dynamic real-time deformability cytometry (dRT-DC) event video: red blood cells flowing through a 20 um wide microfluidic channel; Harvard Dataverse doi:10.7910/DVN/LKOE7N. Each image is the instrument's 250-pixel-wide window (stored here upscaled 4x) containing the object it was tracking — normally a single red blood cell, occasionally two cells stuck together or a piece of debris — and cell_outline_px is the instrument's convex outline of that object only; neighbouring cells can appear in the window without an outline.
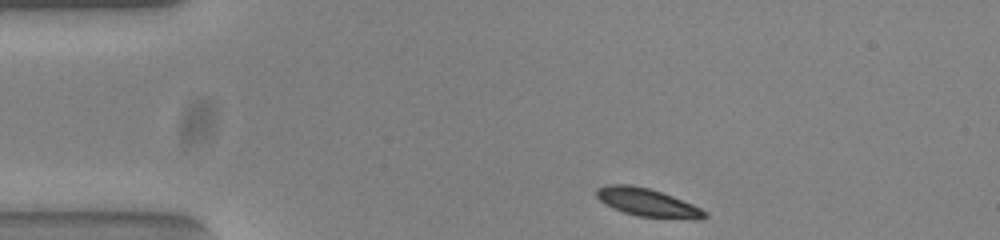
{"species": "common noctule bat (a hibernating species)", "species_latin": "Nyctalus noctula", "temperature_condition": "warm", "stored_images_in_passage": 45, "camera_frame_rate_fps": 3000, "um_per_image_px": 0.085, "animal": {"sex": "female", "body_mass_g": 23.0, "forearm_length_mm": 53.4}, "frame": {"image": 1, "passage_image": 1, "time_ms": 0.0, "image_size_px": [1000, 240], "cell_outline_px": [[708, 216], [700, 220], [692, 220], [636, 216], [612, 208], [604, 204], [596, 196], [596, 188], [608, 184], [632, 184], [648, 188], [672, 196], [692, 204], [708, 212]], "centroid_in_image_um": [55.05, 17.23], "position_along_channel_um": 30.0, "area_um2": 17.98}}
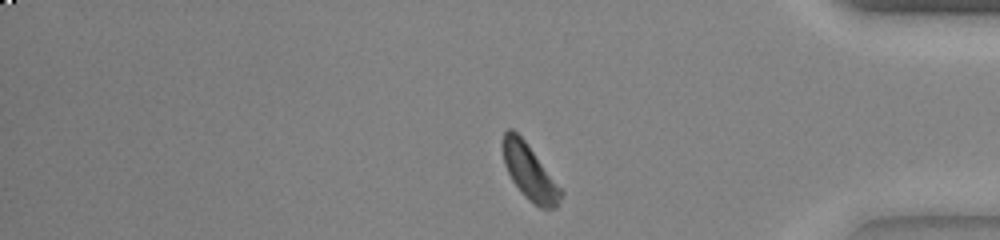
{"frame": {"image": 2, "passage_image": 36, "time_ms": 11.667, "image_size_px": [1000, 240], "cell_outline_px": [[564, 192], [556, 208], [540, 208], [528, 200], [524, 196], [512, 180], [504, 164], [500, 144], [504, 132], [508, 128], [512, 128], [524, 140]], "centroid_in_image_um": [44.97, 14.62], "position_along_channel_um": 390.2, "area_um2": 18.67}}
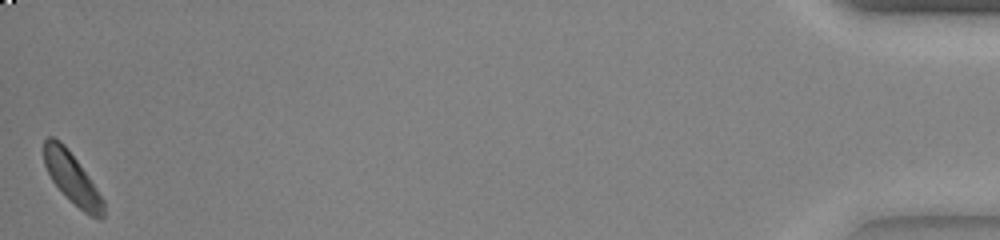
{"frame": {"image": 3, "passage_image": 45, "time_ms": 14.667, "image_size_px": [1000, 240], "cell_outline_px": [[104, 216], [100, 220], [84, 212], [52, 180], [44, 164], [44, 140], [48, 136], [52, 136], [60, 140], [68, 148], [88, 176], [104, 200]], "centroid_in_image_um": [6.13, 15.11], "position_along_channel_um": 429.1, "area_um2": 17.17}, "authors_computed_cell_mechanics": {"area_um2": 18.6116, "velocity_mm_per_s": 3.7755, "shape_relaxation_time_tau1_ms": 1.4593, "shape_relaxation_time_tau2_ms": null, "deformation_change_tau1": 0.0791, "deformation_change_tau2": null}}